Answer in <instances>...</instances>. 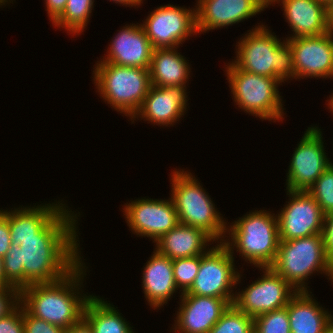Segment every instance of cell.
Listing matches in <instances>:
<instances>
[{
  "instance_id": "cell-1",
  "label": "cell",
  "mask_w": 333,
  "mask_h": 333,
  "mask_svg": "<svg viewBox=\"0 0 333 333\" xmlns=\"http://www.w3.org/2000/svg\"><path fill=\"white\" fill-rule=\"evenodd\" d=\"M77 241L79 238H28L12 244L3 257L6 281L22 290L62 279L82 260Z\"/></svg>"
},
{
  "instance_id": "cell-2",
  "label": "cell",
  "mask_w": 333,
  "mask_h": 333,
  "mask_svg": "<svg viewBox=\"0 0 333 333\" xmlns=\"http://www.w3.org/2000/svg\"><path fill=\"white\" fill-rule=\"evenodd\" d=\"M85 267L81 260L62 279L23 288L20 290V304L31 316L64 329L77 324L83 318L85 305L91 297L81 294L83 279L87 275Z\"/></svg>"
},
{
  "instance_id": "cell-3",
  "label": "cell",
  "mask_w": 333,
  "mask_h": 333,
  "mask_svg": "<svg viewBox=\"0 0 333 333\" xmlns=\"http://www.w3.org/2000/svg\"><path fill=\"white\" fill-rule=\"evenodd\" d=\"M267 25L248 30L235 45L236 57L232 64L248 73L277 79L281 84L295 79L293 53L289 42L280 40ZM274 34V35H273Z\"/></svg>"
},
{
  "instance_id": "cell-4",
  "label": "cell",
  "mask_w": 333,
  "mask_h": 333,
  "mask_svg": "<svg viewBox=\"0 0 333 333\" xmlns=\"http://www.w3.org/2000/svg\"><path fill=\"white\" fill-rule=\"evenodd\" d=\"M223 244L234 255V249L256 268L270 267L279 246L278 219L275 213L255 210L227 226ZM231 237V239H230Z\"/></svg>"
},
{
  "instance_id": "cell-5",
  "label": "cell",
  "mask_w": 333,
  "mask_h": 333,
  "mask_svg": "<svg viewBox=\"0 0 333 333\" xmlns=\"http://www.w3.org/2000/svg\"><path fill=\"white\" fill-rule=\"evenodd\" d=\"M171 196L179 223L204 230L217 243H223L228 223L200 182L189 171L171 172Z\"/></svg>"
},
{
  "instance_id": "cell-6",
  "label": "cell",
  "mask_w": 333,
  "mask_h": 333,
  "mask_svg": "<svg viewBox=\"0 0 333 333\" xmlns=\"http://www.w3.org/2000/svg\"><path fill=\"white\" fill-rule=\"evenodd\" d=\"M270 268L297 292L308 291V279L321 273L333 282V266L329 262L322 234L289 241L280 240L276 258Z\"/></svg>"
},
{
  "instance_id": "cell-7",
  "label": "cell",
  "mask_w": 333,
  "mask_h": 333,
  "mask_svg": "<svg viewBox=\"0 0 333 333\" xmlns=\"http://www.w3.org/2000/svg\"><path fill=\"white\" fill-rule=\"evenodd\" d=\"M93 81L105 102L131 119L151 87L149 69L97 62Z\"/></svg>"
},
{
  "instance_id": "cell-8",
  "label": "cell",
  "mask_w": 333,
  "mask_h": 333,
  "mask_svg": "<svg viewBox=\"0 0 333 333\" xmlns=\"http://www.w3.org/2000/svg\"><path fill=\"white\" fill-rule=\"evenodd\" d=\"M12 209L9 210L12 244L19 245L21 239L28 238H78L76 222L79 215L62 200Z\"/></svg>"
},
{
  "instance_id": "cell-9",
  "label": "cell",
  "mask_w": 333,
  "mask_h": 333,
  "mask_svg": "<svg viewBox=\"0 0 333 333\" xmlns=\"http://www.w3.org/2000/svg\"><path fill=\"white\" fill-rule=\"evenodd\" d=\"M232 99L238 108L263 120L279 122L284 116L280 82L272 77L252 74L235 67L231 61L225 65Z\"/></svg>"
},
{
  "instance_id": "cell-10",
  "label": "cell",
  "mask_w": 333,
  "mask_h": 333,
  "mask_svg": "<svg viewBox=\"0 0 333 333\" xmlns=\"http://www.w3.org/2000/svg\"><path fill=\"white\" fill-rule=\"evenodd\" d=\"M234 256L223 243L201 255L198 274L190 289L180 295L218 297L234 302L237 284L241 283V271L238 272ZM233 287V288H232Z\"/></svg>"
},
{
  "instance_id": "cell-11",
  "label": "cell",
  "mask_w": 333,
  "mask_h": 333,
  "mask_svg": "<svg viewBox=\"0 0 333 333\" xmlns=\"http://www.w3.org/2000/svg\"><path fill=\"white\" fill-rule=\"evenodd\" d=\"M188 8L167 4L148 14L141 26L154 49L179 47L188 37L198 34L196 8Z\"/></svg>"
},
{
  "instance_id": "cell-12",
  "label": "cell",
  "mask_w": 333,
  "mask_h": 333,
  "mask_svg": "<svg viewBox=\"0 0 333 333\" xmlns=\"http://www.w3.org/2000/svg\"><path fill=\"white\" fill-rule=\"evenodd\" d=\"M323 144L321 129L318 126L308 127L292 154L286 175V190L308 191L332 164Z\"/></svg>"
},
{
  "instance_id": "cell-13",
  "label": "cell",
  "mask_w": 333,
  "mask_h": 333,
  "mask_svg": "<svg viewBox=\"0 0 333 333\" xmlns=\"http://www.w3.org/2000/svg\"><path fill=\"white\" fill-rule=\"evenodd\" d=\"M263 276L235 291L233 305L253 319L257 316L287 306L297 291L270 267L260 268Z\"/></svg>"
},
{
  "instance_id": "cell-14",
  "label": "cell",
  "mask_w": 333,
  "mask_h": 333,
  "mask_svg": "<svg viewBox=\"0 0 333 333\" xmlns=\"http://www.w3.org/2000/svg\"><path fill=\"white\" fill-rule=\"evenodd\" d=\"M287 204L277 213L279 239L289 241L322 234L324 213L307 191L287 190Z\"/></svg>"
},
{
  "instance_id": "cell-15",
  "label": "cell",
  "mask_w": 333,
  "mask_h": 333,
  "mask_svg": "<svg viewBox=\"0 0 333 333\" xmlns=\"http://www.w3.org/2000/svg\"><path fill=\"white\" fill-rule=\"evenodd\" d=\"M123 207L130 230L137 236L151 238L154 243L179 223L171 198L163 200L144 197L130 200Z\"/></svg>"
},
{
  "instance_id": "cell-16",
  "label": "cell",
  "mask_w": 333,
  "mask_h": 333,
  "mask_svg": "<svg viewBox=\"0 0 333 333\" xmlns=\"http://www.w3.org/2000/svg\"><path fill=\"white\" fill-rule=\"evenodd\" d=\"M286 40L293 53L296 80L333 78V37L329 32Z\"/></svg>"
},
{
  "instance_id": "cell-17",
  "label": "cell",
  "mask_w": 333,
  "mask_h": 333,
  "mask_svg": "<svg viewBox=\"0 0 333 333\" xmlns=\"http://www.w3.org/2000/svg\"><path fill=\"white\" fill-rule=\"evenodd\" d=\"M198 33L245 21L268 8V0H196Z\"/></svg>"
},
{
  "instance_id": "cell-18",
  "label": "cell",
  "mask_w": 333,
  "mask_h": 333,
  "mask_svg": "<svg viewBox=\"0 0 333 333\" xmlns=\"http://www.w3.org/2000/svg\"><path fill=\"white\" fill-rule=\"evenodd\" d=\"M186 89L187 87L184 86L157 87L151 85L141 107L131 118L132 124L136 118L138 120L140 118L158 126L175 125L185 115L189 105Z\"/></svg>"
},
{
  "instance_id": "cell-19",
  "label": "cell",
  "mask_w": 333,
  "mask_h": 333,
  "mask_svg": "<svg viewBox=\"0 0 333 333\" xmlns=\"http://www.w3.org/2000/svg\"><path fill=\"white\" fill-rule=\"evenodd\" d=\"M180 298L172 327L175 333H208L232 305L229 300L218 297L180 295Z\"/></svg>"
},
{
  "instance_id": "cell-20",
  "label": "cell",
  "mask_w": 333,
  "mask_h": 333,
  "mask_svg": "<svg viewBox=\"0 0 333 333\" xmlns=\"http://www.w3.org/2000/svg\"><path fill=\"white\" fill-rule=\"evenodd\" d=\"M136 24H127L118 30L109 44L107 55L97 62L149 69L154 48L141 24Z\"/></svg>"
},
{
  "instance_id": "cell-21",
  "label": "cell",
  "mask_w": 333,
  "mask_h": 333,
  "mask_svg": "<svg viewBox=\"0 0 333 333\" xmlns=\"http://www.w3.org/2000/svg\"><path fill=\"white\" fill-rule=\"evenodd\" d=\"M281 2V3H280ZM280 3L293 34L287 38L316 36L328 32L329 8L317 0H268Z\"/></svg>"
},
{
  "instance_id": "cell-22",
  "label": "cell",
  "mask_w": 333,
  "mask_h": 333,
  "mask_svg": "<svg viewBox=\"0 0 333 333\" xmlns=\"http://www.w3.org/2000/svg\"><path fill=\"white\" fill-rule=\"evenodd\" d=\"M144 266L142 288L145 299L154 310H160L178 290L172 260L154 249Z\"/></svg>"
},
{
  "instance_id": "cell-23",
  "label": "cell",
  "mask_w": 333,
  "mask_h": 333,
  "mask_svg": "<svg viewBox=\"0 0 333 333\" xmlns=\"http://www.w3.org/2000/svg\"><path fill=\"white\" fill-rule=\"evenodd\" d=\"M209 242L215 240L204 230L178 223L155 242V250L171 260L189 258L208 252Z\"/></svg>"
},
{
  "instance_id": "cell-24",
  "label": "cell",
  "mask_w": 333,
  "mask_h": 333,
  "mask_svg": "<svg viewBox=\"0 0 333 333\" xmlns=\"http://www.w3.org/2000/svg\"><path fill=\"white\" fill-rule=\"evenodd\" d=\"M311 293L297 292L287 304L291 333H324L333 320L331 312L320 306Z\"/></svg>"
},
{
  "instance_id": "cell-25",
  "label": "cell",
  "mask_w": 333,
  "mask_h": 333,
  "mask_svg": "<svg viewBox=\"0 0 333 333\" xmlns=\"http://www.w3.org/2000/svg\"><path fill=\"white\" fill-rule=\"evenodd\" d=\"M175 48H156L153 50L149 67L151 85L157 87L186 86L190 79V65Z\"/></svg>"
},
{
  "instance_id": "cell-26",
  "label": "cell",
  "mask_w": 333,
  "mask_h": 333,
  "mask_svg": "<svg viewBox=\"0 0 333 333\" xmlns=\"http://www.w3.org/2000/svg\"><path fill=\"white\" fill-rule=\"evenodd\" d=\"M121 314L104 298L91 295L85 305L83 318L93 328L94 333H135L133 326L131 327Z\"/></svg>"
},
{
  "instance_id": "cell-27",
  "label": "cell",
  "mask_w": 333,
  "mask_h": 333,
  "mask_svg": "<svg viewBox=\"0 0 333 333\" xmlns=\"http://www.w3.org/2000/svg\"><path fill=\"white\" fill-rule=\"evenodd\" d=\"M93 5L94 0H67L64 12L53 25L73 36L81 35L90 21Z\"/></svg>"
},
{
  "instance_id": "cell-28",
  "label": "cell",
  "mask_w": 333,
  "mask_h": 333,
  "mask_svg": "<svg viewBox=\"0 0 333 333\" xmlns=\"http://www.w3.org/2000/svg\"><path fill=\"white\" fill-rule=\"evenodd\" d=\"M253 328L254 319L232 304L208 333H250Z\"/></svg>"
},
{
  "instance_id": "cell-29",
  "label": "cell",
  "mask_w": 333,
  "mask_h": 333,
  "mask_svg": "<svg viewBox=\"0 0 333 333\" xmlns=\"http://www.w3.org/2000/svg\"><path fill=\"white\" fill-rule=\"evenodd\" d=\"M318 203L322 212H333V163L307 191Z\"/></svg>"
},
{
  "instance_id": "cell-30",
  "label": "cell",
  "mask_w": 333,
  "mask_h": 333,
  "mask_svg": "<svg viewBox=\"0 0 333 333\" xmlns=\"http://www.w3.org/2000/svg\"><path fill=\"white\" fill-rule=\"evenodd\" d=\"M201 255L172 260L174 280L180 294L186 293L193 284L199 270Z\"/></svg>"
},
{
  "instance_id": "cell-31",
  "label": "cell",
  "mask_w": 333,
  "mask_h": 333,
  "mask_svg": "<svg viewBox=\"0 0 333 333\" xmlns=\"http://www.w3.org/2000/svg\"><path fill=\"white\" fill-rule=\"evenodd\" d=\"M254 329L258 333H291L287 306L254 318Z\"/></svg>"
},
{
  "instance_id": "cell-32",
  "label": "cell",
  "mask_w": 333,
  "mask_h": 333,
  "mask_svg": "<svg viewBox=\"0 0 333 333\" xmlns=\"http://www.w3.org/2000/svg\"><path fill=\"white\" fill-rule=\"evenodd\" d=\"M23 321L25 333H64V328L48 323L34 316H31L23 308Z\"/></svg>"
},
{
  "instance_id": "cell-33",
  "label": "cell",
  "mask_w": 333,
  "mask_h": 333,
  "mask_svg": "<svg viewBox=\"0 0 333 333\" xmlns=\"http://www.w3.org/2000/svg\"><path fill=\"white\" fill-rule=\"evenodd\" d=\"M0 333H25L23 306L21 304L7 316L0 318Z\"/></svg>"
},
{
  "instance_id": "cell-34",
  "label": "cell",
  "mask_w": 333,
  "mask_h": 333,
  "mask_svg": "<svg viewBox=\"0 0 333 333\" xmlns=\"http://www.w3.org/2000/svg\"><path fill=\"white\" fill-rule=\"evenodd\" d=\"M20 304V290L16 287H0V318L7 316Z\"/></svg>"
},
{
  "instance_id": "cell-35",
  "label": "cell",
  "mask_w": 333,
  "mask_h": 333,
  "mask_svg": "<svg viewBox=\"0 0 333 333\" xmlns=\"http://www.w3.org/2000/svg\"><path fill=\"white\" fill-rule=\"evenodd\" d=\"M11 236L9 228V211L0 210V257H4L11 248Z\"/></svg>"
},
{
  "instance_id": "cell-36",
  "label": "cell",
  "mask_w": 333,
  "mask_h": 333,
  "mask_svg": "<svg viewBox=\"0 0 333 333\" xmlns=\"http://www.w3.org/2000/svg\"><path fill=\"white\" fill-rule=\"evenodd\" d=\"M322 236L327 258L333 266V212L324 215Z\"/></svg>"
},
{
  "instance_id": "cell-37",
  "label": "cell",
  "mask_w": 333,
  "mask_h": 333,
  "mask_svg": "<svg viewBox=\"0 0 333 333\" xmlns=\"http://www.w3.org/2000/svg\"><path fill=\"white\" fill-rule=\"evenodd\" d=\"M47 15L52 24L62 15L64 12L67 0H44Z\"/></svg>"
},
{
  "instance_id": "cell-38",
  "label": "cell",
  "mask_w": 333,
  "mask_h": 333,
  "mask_svg": "<svg viewBox=\"0 0 333 333\" xmlns=\"http://www.w3.org/2000/svg\"><path fill=\"white\" fill-rule=\"evenodd\" d=\"M64 333H94L90 324L82 318L77 324L64 330Z\"/></svg>"
},
{
  "instance_id": "cell-39",
  "label": "cell",
  "mask_w": 333,
  "mask_h": 333,
  "mask_svg": "<svg viewBox=\"0 0 333 333\" xmlns=\"http://www.w3.org/2000/svg\"><path fill=\"white\" fill-rule=\"evenodd\" d=\"M110 1H113V2H115L116 4L117 3H119V4H121L122 6L123 5H125V6H130V8L131 7H136V6H140L141 5V3H143V0H110Z\"/></svg>"
},
{
  "instance_id": "cell-40",
  "label": "cell",
  "mask_w": 333,
  "mask_h": 333,
  "mask_svg": "<svg viewBox=\"0 0 333 333\" xmlns=\"http://www.w3.org/2000/svg\"><path fill=\"white\" fill-rule=\"evenodd\" d=\"M0 287H13L5 279L3 271V258L0 257Z\"/></svg>"
},
{
  "instance_id": "cell-41",
  "label": "cell",
  "mask_w": 333,
  "mask_h": 333,
  "mask_svg": "<svg viewBox=\"0 0 333 333\" xmlns=\"http://www.w3.org/2000/svg\"><path fill=\"white\" fill-rule=\"evenodd\" d=\"M328 32L333 37V9H329Z\"/></svg>"
},
{
  "instance_id": "cell-42",
  "label": "cell",
  "mask_w": 333,
  "mask_h": 333,
  "mask_svg": "<svg viewBox=\"0 0 333 333\" xmlns=\"http://www.w3.org/2000/svg\"><path fill=\"white\" fill-rule=\"evenodd\" d=\"M317 1L323 3L328 8L333 7V0H317Z\"/></svg>"
},
{
  "instance_id": "cell-43",
  "label": "cell",
  "mask_w": 333,
  "mask_h": 333,
  "mask_svg": "<svg viewBox=\"0 0 333 333\" xmlns=\"http://www.w3.org/2000/svg\"><path fill=\"white\" fill-rule=\"evenodd\" d=\"M324 333H333V320L328 324Z\"/></svg>"
},
{
  "instance_id": "cell-44",
  "label": "cell",
  "mask_w": 333,
  "mask_h": 333,
  "mask_svg": "<svg viewBox=\"0 0 333 333\" xmlns=\"http://www.w3.org/2000/svg\"><path fill=\"white\" fill-rule=\"evenodd\" d=\"M330 99L326 100L328 101L327 106H329L333 110V93L331 96H329Z\"/></svg>"
},
{
  "instance_id": "cell-45",
  "label": "cell",
  "mask_w": 333,
  "mask_h": 333,
  "mask_svg": "<svg viewBox=\"0 0 333 333\" xmlns=\"http://www.w3.org/2000/svg\"><path fill=\"white\" fill-rule=\"evenodd\" d=\"M11 1L13 2V0H0V7L5 4L7 5V2H8V4H9V2L12 3Z\"/></svg>"
},
{
  "instance_id": "cell-46",
  "label": "cell",
  "mask_w": 333,
  "mask_h": 333,
  "mask_svg": "<svg viewBox=\"0 0 333 333\" xmlns=\"http://www.w3.org/2000/svg\"><path fill=\"white\" fill-rule=\"evenodd\" d=\"M250 333H258L254 328Z\"/></svg>"
}]
</instances>
